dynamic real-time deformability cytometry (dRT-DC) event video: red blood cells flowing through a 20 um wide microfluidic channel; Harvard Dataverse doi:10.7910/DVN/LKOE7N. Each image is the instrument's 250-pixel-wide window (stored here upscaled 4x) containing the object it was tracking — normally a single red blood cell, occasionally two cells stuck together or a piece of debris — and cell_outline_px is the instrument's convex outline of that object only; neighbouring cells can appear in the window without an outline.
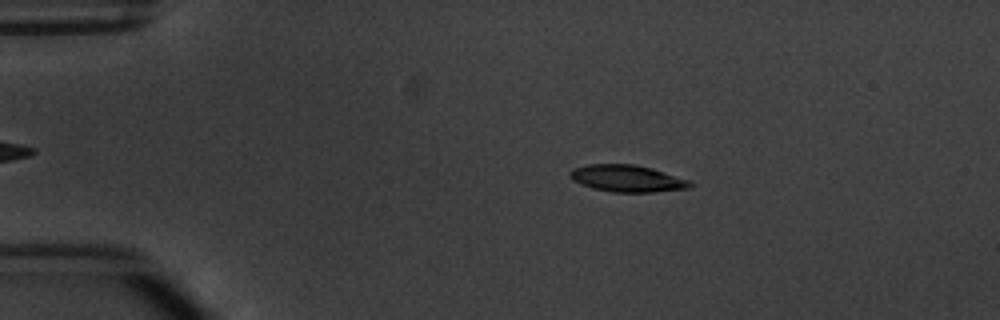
{"species": "common noctule bat (a hibernating species)", "species_latin": "Nyctalus noctula", "temperature_condition": "warm", "stored_images_in_passage": 8, "camera_frame_rate_fps": 3000, "um_per_image_px": 0.085, "animal": {"sex": "male", "body_mass_g": 20.1, "forearm_length_mm": 53.5}, "frame": {"image": 1, "passage_image": 4, "time_ms": 3.333, "image_size_px": [1000, 320], "cell_outline_px": [[696, 184], [688, 188], [652, 192], [612, 192], [592, 188], [580, 184], [572, 180], [568, 176], [568, 172], [572, 168], [588, 164], [636, 164], [652, 168], [688, 180]], "centroid_in_image_um": [53.26, 15.16], "position_along_channel_um": 31.7, "area_um2": 18.96}}
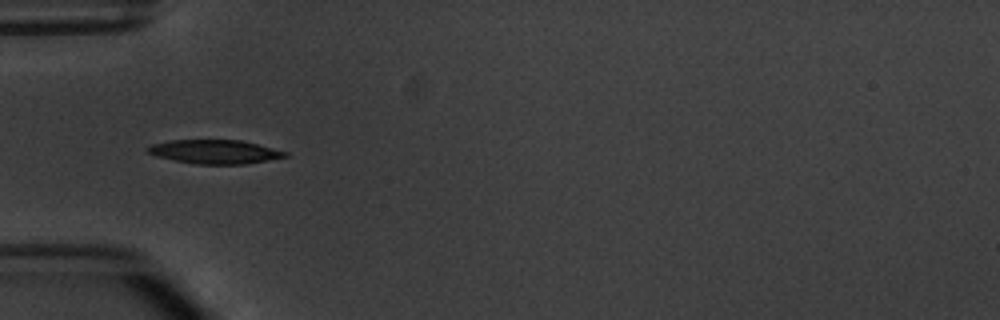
{"frame": {"image": 2, "passage_image": 6, "time_ms": 5.667, "image_size_px": [1000, 320], "cell_outline_px": [[288, 156], [268, 160], [244, 164], [196, 164], [156, 156], [148, 152], [144, 148], [152, 144], [172, 140], [240, 140], [288, 152]], "centroid_in_image_um": [18.24, 12.9], "position_along_channel_um": 66.8, "area_um2": 18.9}}
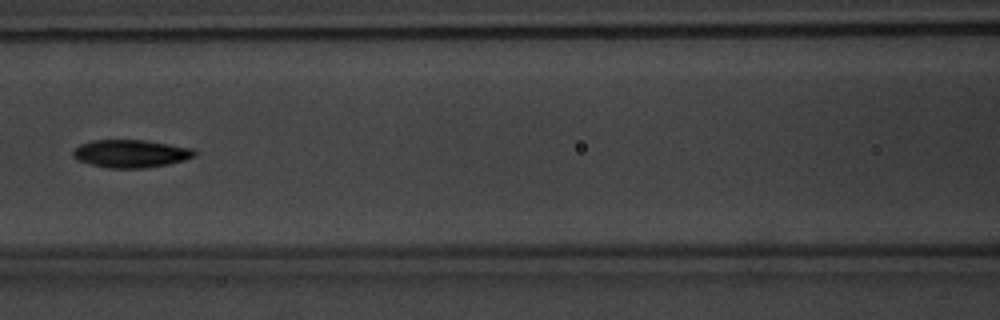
{"frame": {"image": 3, "passage_image": 8, "time_ms": 8.0, "image_size_px": [1000, 320], "cell_outline_px": [[196, 156], [184, 160], [168, 164], [144, 168], [108, 168], [76, 160], [72, 156], [72, 152], [80, 144], [92, 140], [144, 140], [192, 148], [196, 152]], "centroid_in_image_um": [11.1, 13.06], "position_along_channel_um": 155.5, "area_um2": 19.65}}